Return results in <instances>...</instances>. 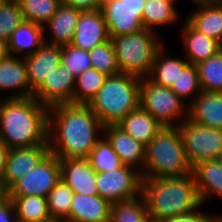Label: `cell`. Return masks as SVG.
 <instances>
[{
    "instance_id": "obj_1",
    "label": "cell",
    "mask_w": 222,
    "mask_h": 222,
    "mask_svg": "<svg viewBox=\"0 0 222 222\" xmlns=\"http://www.w3.org/2000/svg\"><path fill=\"white\" fill-rule=\"evenodd\" d=\"M104 125L87 104L62 103L49 107L48 143L59 159L87 158L101 139Z\"/></svg>"
},
{
    "instance_id": "obj_2",
    "label": "cell",
    "mask_w": 222,
    "mask_h": 222,
    "mask_svg": "<svg viewBox=\"0 0 222 222\" xmlns=\"http://www.w3.org/2000/svg\"><path fill=\"white\" fill-rule=\"evenodd\" d=\"M49 107L32 97H0V138L9 149L49 145Z\"/></svg>"
},
{
    "instance_id": "obj_3",
    "label": "cell",
    "mask_w": 222,
    "mask_h": 222,
    "mask_svg": "<svg viewBox=\"0 0 222 222\" xmlns=\"http://www.w3.org/2000/svg\"><path fill=\"white\" fill-rule=\"evenodd\" d=\"M141 194L150 221L160 222L201 207L192 173L170 178H143Z\"/></svg>"
},
{
    "instance_id": "obj_4",
    "label": "cell",
    "mask_w": 222,
    "mask_h": 222,
    "mask_svg": "<svg viewBox=\"0 0 222 222\" xmlns=\"http://www.w3.org/2000/svg\"><path fill=\"white\" fill-rule=\"evenodd\" d=\"M140 83L141 78L132 74L107 76L87 105L104 126L118 124L140 106Z\"/></svg>"
},
{
    "instance_id": "obj_5",
    "label": "cell",
    "mask_w": 222,
    "mask_h": 222,
    "mask_svg": "<svg viewBox=\"0 0 222 222\" xmlns=\"http://www.w3.org/2000/svg\"><path fill=\"white\" fill-rule=\"evenodd\" d=\"M192 173L177 127H163L145 146L142 178L180 177Z\"/></svg>"
},
{
    "instance_id": "obj_6",
    "label": "cell",
    "mask_w": 222,
    "mask_h": 222,
    "mask_svg": "<svg viewBox=\"0 0 222 222\" xmlns=\"http://www.w3.org/2000/svg\"><path fill=\"white\" fill-rule=\"evenodd\" d=\"M158 34L156 31L143 29L110 38L121 73L140 78L150 74L156 54L164 44Z\"/></svg>"
},
{
    "instance_id": "obj_7",
    "label": "cell",
    "mask_w": 222,
    "mask_h": 222,
    "mask_svg": "<svg viewBox=\"0 0 222 222\" xmlns=\"http://www.w3.org/2000/svg\"><path fill=\"white\" fill-rule=\"evenodd\" d=\"M140 106L149 112L163 127H177L188 118V105L169 87L141 78Z\"/></svg>"
},
{
    "instance_id": "obj_8",
    "label": "cell",
    "mask_w": 222,
    "mask_h": 222,
    "mask_svg": "<svg viewBox=\"0 0 222 222\" xmlns=\"http://www.w3.org/2000/svg\"><path fill=\"white\" fill-rule=\"evenodd\" d=\"M191 166L216 160L222 152V129L200 125L189 118L177 126Z\"/></svg>"
},
{
    "instance_id": "obj_9",
    "label": "cell",
    "mask_w": 222,
    "mask_h": 222,
    "mask_svg": "<svg viewBox=\"0 0 222 222\" xmlns=\"http://www.w3.org/2000/svg\"><path fill=\"white\" fill-rule=\"evenodd\" d=\"M142 180L141 172L127 165L97 173L98 195L110 204L135 198L141 195Z\"/></svg>"
},
{
    "instance_id": "obj_10",
    "label": "cell",
    "mask_w": 222,
    "mask_h": 222,
    "mask_svg": "<svg viewBox=\"0 0 222 222\" xmlns=\"http://www.w3.org/2000/svg\"><path fill=\"white\" fill-rule=\"evenodd\" d=\"M146 0H102L100 11L110 38L144 29L141 15Z\"/></svg>"
},
{
    "instance_id": "obj_11",
    "label": "cell",
    "mask_w": 222,
    "mask_h": 222,
    "mask_svg": "<svg viewBox=\"0 0 222 222\" xmlns=\"http://www.w3.org/2000/svg\"><path fill=\"white\" fill-rule=\"evenodd\" d=\"M60 181V159L49 153L36 167L8 189V197H46Z\"/></svg>"
},
{
    "instance_id": "obj_12",
    "label": "cell",
    "mask_w": 222,
    "mask_h": 222,
    "mask_svg": "<svg viewBox=\"0 0 222 222\" xmlns=\"http://www.w3.org/2000/svg\"><path fill=\"white\" fill-rule=\"evenodd\" d=\"M75 78L60 63L34 91L33 97L48 107L62 103H73Z\"/></svg>"
},
{
    "instance_id": "obj_13",
    "label": "cell",
    "mask_w": 222,
    "mask_h": 222,
    "mask_svg": "<svg viewBox=\"0 0 222 222\" xmlns=\"http://www.w3.org/2000/svg\"><path fill=\"white\" fill-rule=\"evenodd\" d=\"M50 153L49 145L9 149L3 184L8 190L15 182L36 167Z\"/></svg>"
},
{
    "instance_id": "obj_14",
    "label": "cell",
    "mask_w": 222,
    "mask_h": 222,
    "mask_svg": "<svg viewBox=\"0 0 222 222\" xmlns=\"http://www.w3.org/2000/svg\"><path fill=\"white\" fill-rule=\"evenodd\" d=\"M104 137L111 144L123 165L137 169L143 173L145 163V145L127 134L117 124L104 126Z\"/></svg>"
},
{
    "instance_id": "obj_15",
    "label": "cell",
    "mask_w": 222,
    "mask_h": 222,
    "mask_svg": "<svg viewBox=\"0 0 222 222\" xmlns=\"http://www.w3.org/2000/svg\"><path fill=\"white\" fill-rule=\"evenodd\" d=\"M196 9L184 20L196 31L222 45V0H190Z\"/></svg>"
},
{
    "instance_id": "obj_16",
    "label": "cell",
    "mask_w": 222,
    "mask_h": 222,
    "mask_svg": "<svg viewBox=\"0 0 222 222\" xmlns=\"http://www.w3.org/2000/svg\"><path fill=\"white\" fill-rule=\"evenodd\" d=\"M109 39L108 29L100 9L81 11L71 45L89 52Z\"/></svg>"
},
{
    "instance_id": "obj_17",
    "label": "cell",
    "mask_w": 222,
    "mask_h": 222,
    "mask_svg": "<svg viewBox=\"0 0 222 222\" xmlns=\"http://www.w3.org/2000/svg\"><path fill=\"white\" fill-rule=\"evenodd\" d=\"M96 176L87 158L60 159V179L74 193L98 195Z\"/></svg>"
},
{
    "instance_id": "obj_18",
    "label": "cell",
    "mask_w": 222,
    "mask_h": 222,
    "mask_svg": "<svg viewBox=\"0 0 222 222\" xmlns=\"http://www.w3.org/2000/svg\"><path fill=\"white\" fill-rule=\"evenodd\" d=\"M9 91L5 98L32 97L27 65L23 57L8 55L0 60V92ZM12 91V94H11Z\"/></svg>"
},
{
    "instance_id": "obj_19",
    "label": "cell",
    "mask_w": 222,
    "mask_h": 222,
    "mask_svg": "<svg viewBox=\"0 0 222 222\" xmlns=\"http://www.w3.org/2000/svg\"><path fill=\"white\" fill-rule=\"evenodd\" d=\"M62 46L44 42L33 54L24 57L30 87L35 91L61 63Z\"/></svg>"
},
{
    "instance_id": "obj_20",
    "label": "cell",
    "mask_w": 222,
    "mask_h": 222,
    "mask_svg": "<svg viewBox=\"0 0 222 222\" xmlns=\"http://www.w3.org/2000/svg\"><path fill=\"white\" fill-rule=\"evenodd\" d=\"M80 13L81 11L73 6L61 3L52 18L43 26L44 33L48 28L50 31L49 36L44 34L45 42L60 46L71 44Z\"/></svg>"
},
{
    "instance_id": "obj_21",
    "label": "cell",
    "mask_w": 222,
    "mask_h": 222,
    "mask_svg": "<svg viewBox=\"0 0 222 222\" xmlns=\"http://www.w3.org/2000/svg\"><path fill=\"white\" fill-rule=\"evenodd\" d=\"M111 204L99 195L74 193L69 222H110Z\"/></svg>"
},
{
    "instance_id": "obj_22",
    "label": "cell",
    "mask_w": 222,
    "mask_h": 222,
    "mask_svg": "<svg viewBox=\"0 0 222 222\" xmlns=\"http://www.w3.org/2000/svg\"><path fill=\"white\" fill-rule=\"evenodd\" d=\"M181 25L180 39L185 49V58L189 63L196 65L216 55L222 49L218 41L194 30L185 20Z\"/></svg>"
},
{
    "instance_id": "obj_23",
    "label": "cell",
    "mask_w": 222,
    "mask_h": 222,
    "mask_svg": "<svg viewBox=\"0 0 222 222\" xmlns=\"http://www.w3.org/2000/svg\"><path fill=\"white\" fill-rule=\"evenodd\" d=\"M188 118L203 126L222 129V92L202 91L188 106Z\"/></svg>"
},
{
    "instance_id": "obj_24",
    "label": "cell",
    "mask_w": 222,
    "mask_h": 222,
    "mask_svg": "<svg viewBox=\"0 0 222 222\" xmlns=\"http://www.w3.org/2000/svg\"><path fill=\"white\" fill-rule=\"evenodd\" d=\"M44 34L43 26L24 20L7 41L8 54L23 58L33 54L45 42Z\"/></svg>"
},
{
    "instance_id": "obj_25",
    "label": "cell",
    "mask_w": 222,
    "mask_h": 222,
    "mask_svg": "<svg viewBox=\"0 0 222 222\" xmlns=\"http://www.w3.org/2000/svg\"><path fill=\"white\" fill-rule=\"evenodd\" d=\"M202 205L214 197L222 198V166L217 160L202 161L192 167Z\"/></svg>"
},
{
    "instance_id": "obj_26",
    "label": "cell",
    "mask_w": 222,
    "mask_h": 222,
    "mask_svg": "<svg viewBox=\"0 0 222 222\" xmlns=\"http://www.w3.org/2000/svg\"><path fill=\"white\" fill-rule=\"evenodd\" d=\"M117 125L145 146L163 128V126L141 106L130 112Z\"/></svg>"
},
{
    "instance_id": "obj_27",
    "label": "cell",
    "mask_w": 222,
    "mask_h": 222,
    "mask_svg": "<svg viewBox=\"0 0 222 222\" xmlns=\"http://www.w3.org/2000/svg\"><path fill=\"white\" fill-rule=\"evenodd\" d=\"M163 46L156 54L150 74L147 78L157 85L169 87L176 82L179 72L189 63L185 57H172L168 55ZM168 55V56H167Z\"/></svg>"
},
{
    "instance_id": "obj_28",
    "label": "cell",
    "mask_w": 222,
    "mask_h": 222,
    "mask_svg": "<svg viewBox=\"0 0 222 222\" xmlns=\"http://www.w3.org/2000/svg\"><path fill=\"white\" fill-rule=\"evenodd\" d=\"M179 0L147 1L141 15L144 29L156 31V27L175 25L181 17L176 8Z\"/></svg>"
},
{
    "instance_id": "obj_29",
    "label": "cell",
    "mask_w": 222,
    "mask_h": 222,
    "mask_svg": "<svg viewBox=\"0 0 222 222\" xmlns=\"http://www.w3.org/2000/svg\"><path fill=\"white\" fill-rule=\"evenodd\" d=\"M8 198L14 205L17 222H42L51 218L46 197L29 195Z\"/></svg>"
},
{
    "instance_id": "obj_30",
    "label": "cell",
    "mask_w": 222,
    "mask_h": 222,
    "mask_svg": "<svg viewBox=\"0 0 222 222\" xmlns=\"http://www.w3.org/2000/svg\"><path fill=\"white\" fill-rule=\"evenodd\" d=\"M110 222H149L147 206L142 194L111 204Z\"/></svg>"
},
{
    "instance_id": "obj_31",
    "label": "cell",
    "mask_w": 222,
    "mask_h": 222,
    "mask_svg": "<svg viewBox=\"0 0 222 222\" xmlns=\"http://www.w3.org/2000/svg\"><path fill=\"white\" fill-rule=\"evenodd\" d=\"M106 77L93 67L79 74L75 78L73 103L88 104L103 86Z\"/></svg>"
},
{
    "instance_id": "obj_32",
    "label": "cell",
    "mask_w": 222,
    "mask_h": 222,
    "mask_svg": "<svg viewBox=\"0 0 222 222\" xmlns=\"http://www.w3.org/2000/svg\"><path fill=\"white\" fill-rule=\"evenodd\" d=\"M202 91L222 92V49L196 64Z\"/></svg>"
},
{
    "instance_id": "obj_33",
    "label": "cell",
    "mask_w": 222,
    "mask_h": 222,
    "mask_svg": "<svg viewBox=\"0 0 222 222\" xmlns=\"http://www.w3.org/2000/svg\"><path fill=\"white\" fill-rule=\"evenodd\" d=\"M74 192L61 179L46 196L47 208L51 218L69 222L71 201Z\"/></svg>"
},
{
    "instance_id": "obj_34",
    "label": "cell",
    "mask_w": 222,
    "mask_h": 222,
    "mask_svg": "<svg viewBox=\"0 0 222 222\" xmlns=\"http://www.w3.org/2000/svg\"><path fill=\"white\" fill-rule=\"evenodd\" d=\"M170 89L189 106L202 92L196 65L188 63Z\"/></svg>"
},
{
    "instance_id": "obj_35",
    "label": "cell",
    "mask_w": 222,
    "mask_h": 222,
    "mask_svg": "<svg viewBox=\"0 0 222 222\" xmlns=\"http://www.w3.org/2000/svg\"><path fill=\"white\" fill-rule=\"evenodd\" d=\"M87 159L96 173L113 171L123 165L105 137L95 144Z\"/></svg>"
},
{
    "instance_id": "obj_36",
    "label": "cell",
    "mask_w": 222,
    "mask_h": 222,
    "mask_svg": "<svg viewBox=\"0 0 222 222\" xmlns=\"http://www.w3.org/2000/svg\"><path fill=\"white\" fill-rule=\"evenodd\" d=\"M60 4L61 0H23L20 7L25 21L44 26Z\"/></svg>"
},
{
    "instance_id": "obj_37",
    "label": "cell",
    "mask_w": 222,
    "mask_h": 222,
    "mask_svg": "<svg viewBox=\"0 0 222 222\" xmlns=\"http://www.w3.org/2000/svg\"><path fill=\"white\" fill-rule=\"evenodd\" d=\"M89 56L92 67L98 72L106 76H113L121 73L111 39L95 46L89 51Z\"/></svg>"
},
{
    "instance_id": "obj_38",
    "label": "cell",
    "mask_w": 222,
    "mask_h": 222,
    "mask_svg": "<svg viewBox=\"0 0 222 222\" xmlns=\"http://www.w3.org/2000/svg\"><path fill=\"white\" fill-rule=\"evenodd\" d=\"M24 21L20 4L0 2V38L8 41L13 31Z\"/></svg>"
},
{
    "instance_id": "obj_39",
    "label": "cell",
    "mask_w": 222,
    "mask_h": 222,
    "mask_svg": "<svg viewBox=\"0 0 222 222\" xmlns=\"http://www.w3.org/2000/svg\"><path fill=\"white\" fill-rule=\"evenodd\" d=\"M61 63L75 77L92 68L89 52L71 44L62 46Z\"/></svg>"
},
{
    "instance_id": "obj_40",
    "label": "cell",
    "mask_w": 222,
    "mask_h": 222,
    "mask_svg": "<svg viewBox=\"0 0 222 222\" xmlns=\"http://www.w3.org/2000/svg\"><path fill=\"white\" fill-rule=\"evenodd\" d=\"M217 216V213L212 215L198 208L185 214L164 218L160 222H212Z\"/></svg>"
},
{
    "instance_id": "obj_41",
    "label": "cell",
    "mask_w": 222,
    "mask_h": 222,
    "mask_svg": "<svg viewBox=\"0 0 222 222\" xmlns=\"http://www.w3.org/2000/svg\"><path fill=\"white\" fill-rule=\"evenodd\" d=\"M102 0H61V3L73 6L80 11H93L100 9Z\"/></svg>"
},
{
    "instance_id": "obj_42",
    "label": "cell",
    "mask_w": 222,
    "mask_h": 222,
    "mask_svg": "<svg viewBox=\"0 0 222 222\" xmlns=\"http://www.w3.org/2000/svg\"><path fill=\"white\" fill-rule=\"evenodd\" d=\"M0 222H17L14 205L8 197L0 203Z\"/></svg>"
},
{
    "instance_id": "obj_43",
    "label": "cell",
    "mask_w": 222,
    "mask_h": 222,
    "mask_svg": "<svg viewBox=\"0 0 222 222\" xmlns=\"http://www.w3.org/2000/svg\"><path fill=\"white\" fill-rule=\"evenodd\" d=\"M8 151H9L8 146L0 138V182H2V183H3L5 164H6V158H7Z\"/></svg>"
},
{
    "instance_id": "obj_44",
    "label": "cell",
    "mask_w": 222,
    "mask_h": 222,
    "mask_svg": "<svg viewBox=\"0 0 222 222\" xmlns=\"http://www.w3.org/2000/svg\"><path fill=\"white\" fill-rule=\"evenodd\" d=\"M7 41L0 38V60L8 56Z\"/></svg>"
},
{
    "instance_id": "obj_45",
    "label": "cell",
    "mask_w": 222,
    "mask_h": 222,
    "mask_svg": "<svg viewBox=\"0 0 222 222\" xmlns=\"http://www.w3.org/2000/svg\"><path fill=\"white\" fill-rule=\"evenodd\" d=\"M8 197V190L5 188L4 184L0 182V203L3 202Z\"/></svg>"
},
{
    "instance_id": "obj_46",
    "label": "cell",
    "mask_w": 222,
    "mask_h": 222,
    "mask_svg": "<svg viewBox=\"0 0 222 222\" xmlns=\"http://www.w3.org/2000/svg\"><path fill=\"white\" fill-rule=\"evenodd\" d=\"M216 160H217L218 163L222 166V152L220 153V155L217 157Z\"/></svg>"
},
{
    "instance_id": "obj_47",
    "label": "cell",
    "mask_w": 222,
    "mask_h": 222,
    "mask_svg": "<svg viewBox=\"0 0 222 222\" xmlns=\"http://www.w3.org/2000/svg\"><path fill=\"white\" fill-rule=\"evenodd\" d=\"M42 222H63V221H60V220H56V219L50 218V219L45 220V221H42Z\"/></svg>"
},
{
    "instance_id": "obj_48",
    "label": "cell",
    "mask_w": 222,
    "mask_h": 222,
    "mask_svg": "<svg viewBox=\"0 0 222 222\" xmlns=\"http://www.w3.org/2000/svg\"><path fill=\"white\" fill-rule=\"evenodd\" d=\"M3 1L13 2V3H18V4H20L23 0H3Z\"/></svg>"
},
{
    "instance_id": "obj_49",
    "label": "cell",
    "mask_w": 222,
    "mask_h": 222,
    "mask_svg": "<svg viewBox=\"0 0 222 222\" xmlns=\"http://www.w3.org/2000/svg\"><path fill=\"white\" fill-rule=\"evenodd\" d=\"M212 222H218V216Z\"/></svg>"
},
{
    "instance_id": "obj_50",
    "label": "cell",
    "mask_w": 222,
    "mask_h": 222,
    "mask_svg": "<svg viewBox=\"0 0 222 222\" xmlns=\"http://www.w3.org/2000/svg\"><path fill=\"white\" fill-rule=\"evenodd\" d=\"M218 222H222V220L220 219V217L218 216Z\"/></svg>"
}]
</instances>
